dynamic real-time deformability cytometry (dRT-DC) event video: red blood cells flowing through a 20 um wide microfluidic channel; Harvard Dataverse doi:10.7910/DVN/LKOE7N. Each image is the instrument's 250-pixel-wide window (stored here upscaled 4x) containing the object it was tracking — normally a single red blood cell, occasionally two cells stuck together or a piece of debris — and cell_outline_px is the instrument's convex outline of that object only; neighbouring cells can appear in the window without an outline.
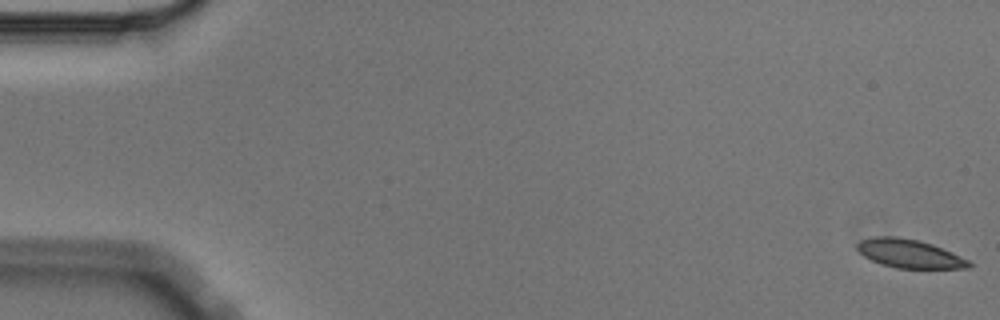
{"species": "Egyptian fruit bat (a non-hibernating species)", "species_latin": "Rousettus aegyptiacus", "temperature_condition": "cold", "stored_images_in_passage": 11, "camera_frame_rate_fps": 3000, "um_per_image_px": 0.085, "animal": {"sex": "male"}, "frame": {"image": 1, "passage_image": 1, "time_ms": 0.0, "image_size_px": [1000, 320], "cell_outline_px": [[972, 268], [896, 268], [880, 264], [864, 256], [856, 248], [856, 244], [860, 240], [872, 236], [896, 236], [920, 240], [932, 244], [952, 252], [968, 260], [972, 264]], "centroid_in_image_um": [77.28, 21.55], "position_along_channel_um": 7.7, "area_um2": 18.73}}
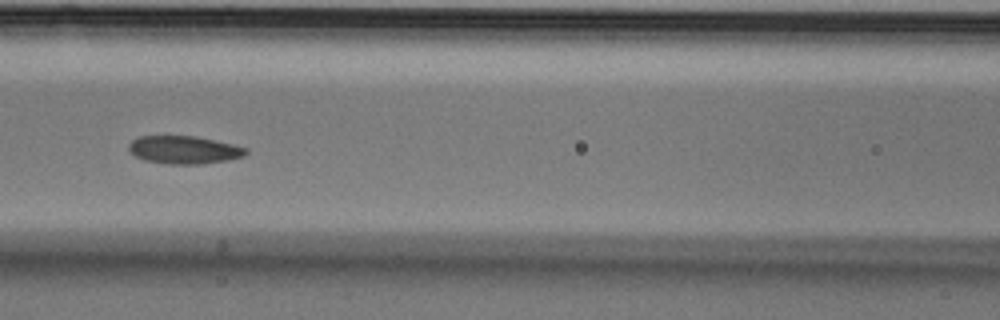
{"frame": {"image": 2, "passage_image": 7, "time_ms": 2.0, "image_size_px": [1000, 320], "cell_outline_px": [[248, 152], [244, 156], [228, 160], [204, 164], [168, 164], [144, 160], [128, 152], [128, 144], [132, 140], [140, 136], [196, 136], [232, 144], [248, 148]], "centroid_in_image_um": [15.64, 12.74], "position_along_channel_um": 151.0, "area_um2": 19.19}}
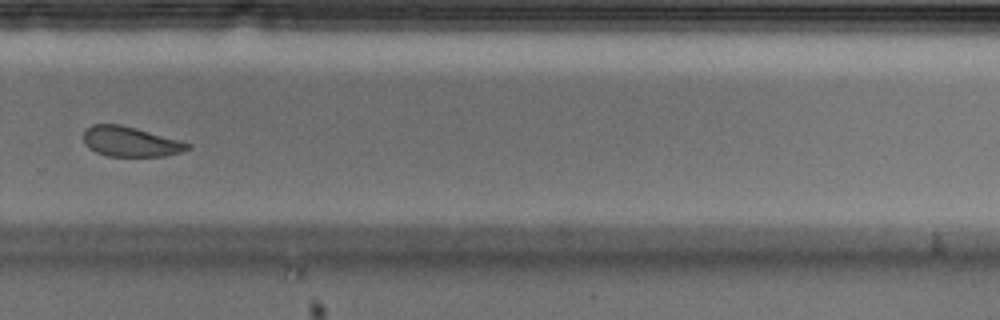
{"frame": {"image": 3, "passage_image": 11, "time_ms": 3.333, "image_size_px": [1000, 320], "cell_outline_px": [[192, 148], [180, 152], [164, 156], [108, 156], [96, 152], [88, 148], [84, 144], [84, 132], [92, 124], [120, 124], [136, 128], [180, 140], [192, 144]], "centroid_in_image_um": [11.1, 12.04], "position_along_channel_um": 318.7, "area_um2": 18.21}}